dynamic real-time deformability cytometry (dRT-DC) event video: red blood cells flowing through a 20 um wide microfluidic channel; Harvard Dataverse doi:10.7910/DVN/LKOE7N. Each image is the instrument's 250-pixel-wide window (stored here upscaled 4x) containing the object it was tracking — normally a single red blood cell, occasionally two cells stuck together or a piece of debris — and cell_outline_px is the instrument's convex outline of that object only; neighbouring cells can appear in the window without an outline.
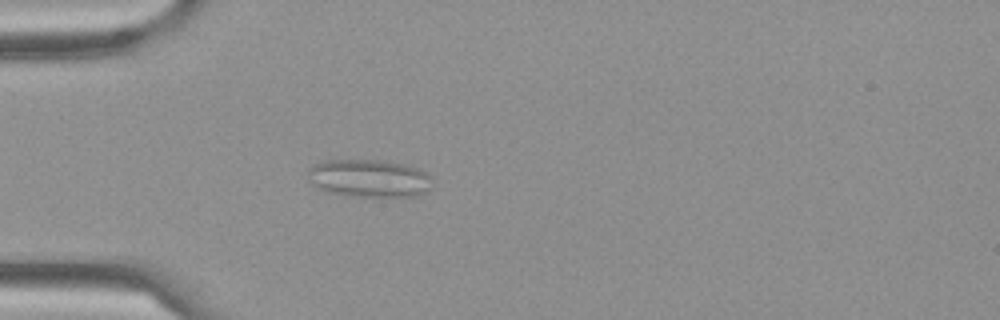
{"species": "Egyptian fruit bat (a non-hibernating species)", "species_latin": "Rousettus aegyptiacus", "temperature_condition": "cold", "stored_images_in_passage": 43, "camera_frame_rate_fps": 3000, "um_per_image_px": 0.085, "frame": {"image": 1, "passage_image": 1, "time_ms": 0.0, "image_size_px": [1000, 320], "cell_outline_px": [[432, 176], [428, 188], [424, 192], [416, 196], [352, 196], [328, 192], [308, 184], [308, 172], [316, 164], [324, 160], [380, 160], [400, 164], [416, 168]], "centroid_in_image_um": [31.32, 15.16], "position_along_channel_um": 53.7, "area_um2": 27.11}}
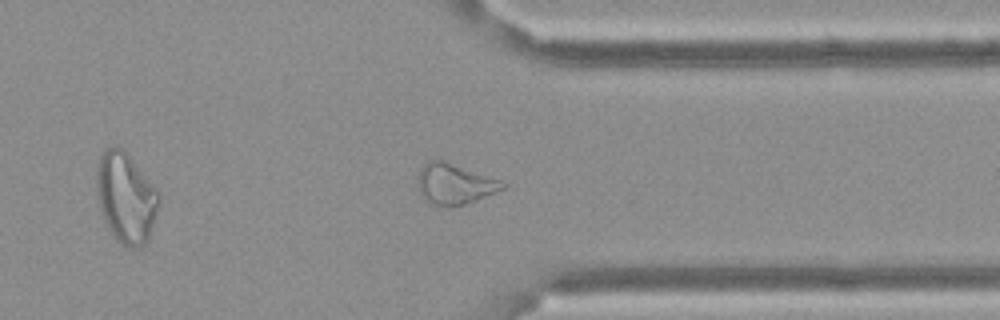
{"frame": {"image": 2, "passage_image": 30, "time_ms": 9.667, "image_size_px": [1000, 320], "cell_outline_px": [[508, 184], [504, 188], [496, 192], [476, 200], [464, 204], [448, 208], [428, 204], [424, 200], [420, 192], [420, 168], [428, 160], [444, 160], [500, 180]], "centroid_in_image_um": [38.64, 15.66], "position_along_channel_um": 372.8, "area_um2": 20.0}}
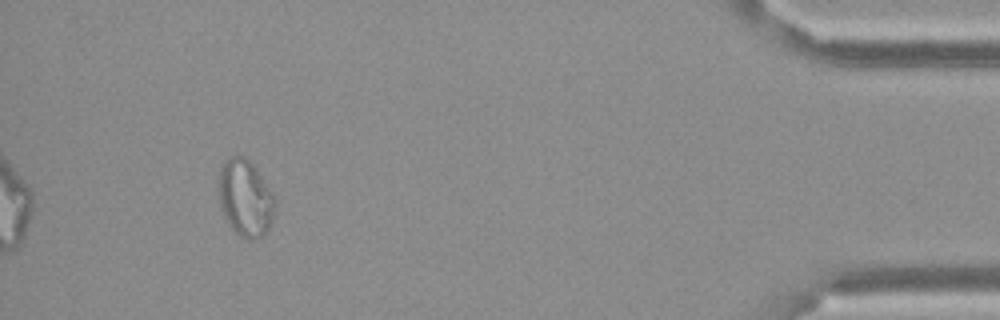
{"frame": {"image": 3, "passage_image": 39, "time_ms": 12.667, "image_size_px": [1000, 320], "cell_outline_px": [[276, 208], [272, 220], [268, 228], [260, 236], [248, 240], [240, 236], [228, 224], [220, 208], [216, 188], [220, 164], [228, 156], [244, 156], [252, 164], [276, 200]], "centroid_in_image_um": [20.78, 16.81], "position_along_channel_um": 414.4, "area_um2": 25.43}, "authors_computed_cell_mechanics": {"area_um2": 18.1492, "velocity_mm_per_s": 3.4016, "shape_relaxation_time_tau1_ms": null, "shape_relaxation_time_tau2_ms": 6.1784, "deformation_change_tau1": null, "deformation_change_tau2": 0.1615}}